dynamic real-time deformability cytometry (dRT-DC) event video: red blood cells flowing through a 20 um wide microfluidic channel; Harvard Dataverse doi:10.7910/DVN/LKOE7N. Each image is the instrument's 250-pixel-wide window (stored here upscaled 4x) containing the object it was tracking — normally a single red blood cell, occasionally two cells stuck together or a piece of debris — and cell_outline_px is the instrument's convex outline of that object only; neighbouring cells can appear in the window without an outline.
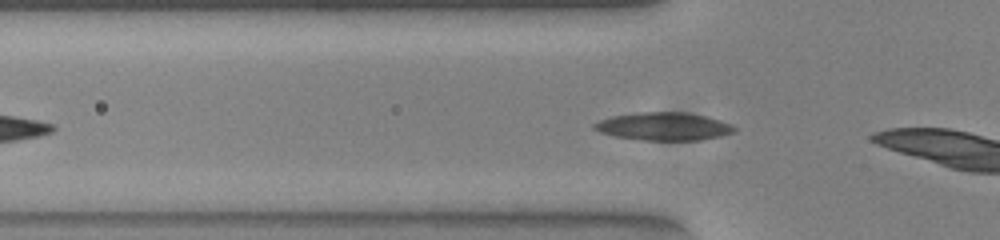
{"species": "common noctule bat (a hibernating species)", "species_latin": "Nyctalus noctula", "temperature_condition": "warm", "stored_images_in_passage": 6, "camera_frame_rate_fps": 3000, "um_per_image_px": 0.085, "animal": {"sex": "female", "body_mass_g": 23.0, "forearm_length_mm": 53.4}, "frame": {"image": 1, "passage_image": 3, "time_ms": 0.667, "image_size_px": [1000, 240], "cell_outline_px": [[736, 128], [732, 132], [720, 136], [700, 140], [640, 140], [616, 136], [600, 132], [592, 128], [592, 124], [600, 120], [612, 116], [636, 112], [684, 112], [708, 116], [732, 124]], "centroid_in_image_um": [56.4, 10.74], "position_along_channel_um": 69.4, "area_um2": 22.83}}